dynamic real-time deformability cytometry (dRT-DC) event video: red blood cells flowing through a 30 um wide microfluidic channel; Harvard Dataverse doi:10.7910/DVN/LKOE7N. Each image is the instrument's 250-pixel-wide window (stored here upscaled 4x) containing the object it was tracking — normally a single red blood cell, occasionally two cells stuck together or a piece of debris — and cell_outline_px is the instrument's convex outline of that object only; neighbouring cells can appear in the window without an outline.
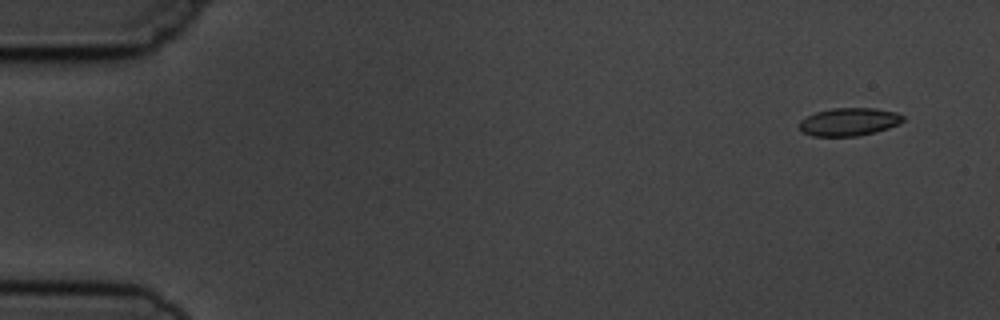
{"species": "common noctule bat (a hibernating species)", "species_latin": "Nyctalus noctula", "temperature_condition": "cold", "stored_images_in_passage": 5, "segment_of_instrument_passage": [1, 2], "camera_frame_rate_fps": 3000, "um_per_image_px": 0.085, "animal": {"sex": "male", "body_mass_g": 19.5, "forearm_length_mm": 54.6}, "frame": {"image": 1, "passage_image": 1, "time_ms": 0.0, "image_size_px": [1000, 320], "cell_outline_px": [[904, 120], [900, 124], [876, 132], [856, 136], [812, 136], [804, 132], [800, 128], [800, 120], [816, 112], [832, 108], [876, 108], [896, 112], [904, 116]], "centroid_in_image_um": [72.21, 10.35], "position_along_channel_um": 12.8, "area_um2": 16.88}}
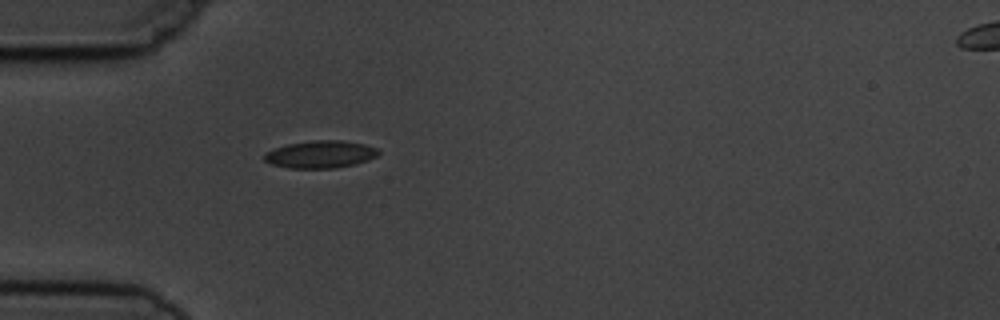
{"frame": {"image": 2, "passage_image": 4, "time_ms": 4.333, "image_size_px": [1000, 320], "cell_outline_px": [[380, 152], [376, 156], [368, 160], [336, 168], [288, 168], [272, 164], [264, 160], [264, 156], [268, 152], [276, 148], [288, 144], [312, 140], [340, 140], [364, 144], [376, 148]], "centroid_in_image_um": [27.24, 13.12], "position_along_channel_um": 57.8, "area_um2": 17.98}}